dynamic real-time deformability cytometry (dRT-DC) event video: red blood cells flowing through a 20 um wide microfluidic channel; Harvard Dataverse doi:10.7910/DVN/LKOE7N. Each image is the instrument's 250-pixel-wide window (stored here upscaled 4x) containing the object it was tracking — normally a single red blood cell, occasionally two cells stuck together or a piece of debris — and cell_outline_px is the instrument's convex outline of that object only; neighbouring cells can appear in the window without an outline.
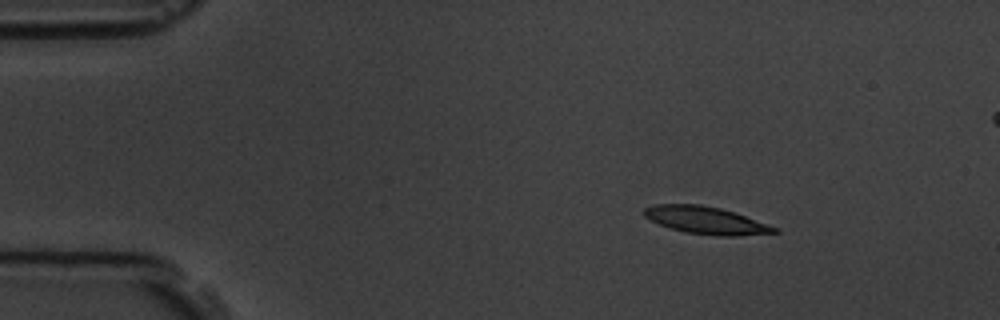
{"species": "common noctule bat (a hibernating species)", "species_latin": "Nyctalus noctula", "temperature_condition": "room temperature", "stored_images_in_passage": 7, "camera_frame_rate_fps": 3000, "um_per_image_px": 0.085, "animal": {"sex": "male", "body_mass_g": 19.5, "forearm_length_mm": 54.6}, "frame": {"image": 1, "passage_image": 1, "time_ms": 0.0, "image_size_px": [1000, 320], "cell_outline_px": [[780, 232], [736, 236], [720, 236], [684, 232], [660, 224], [644, 216], [644, 208], [652, 204], [700, 204], [720, 208], [780, 228]], "centroid_in_image_um": [60.02, 18.72], "position_along_channel_um": 25.0, "area_um2": 20.58}}
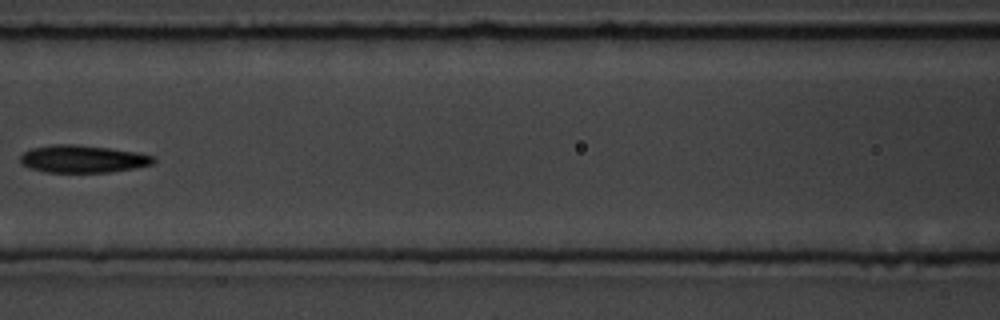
{"frame": {"image": 2, "passage_image": 6, "time_ms": 5.667, "image_size_px": [1000, 320], "cell_outline_px": [[156, 160], [152, 164], [132, 168], [108, 172], [44, 172], [28, 168], [20, 164], [20, 156], [24, 152], [32, 148], [56, 144], [72, 144], [108, 148], [140, 152], [156, 156]], "centroid_in_image_um": [7.03, 13.51], "position_along_channel_um": 159.6, "area_um2": 21.39}}
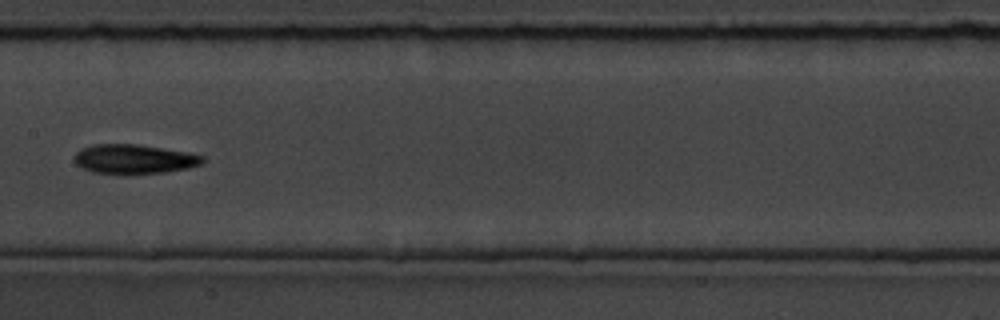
{"frame": {"image": 3, "passage_image": 7, "time_ms": 6.667, "image_size_px": [1000, 320], "cell_outline_px": [[204, 164], [188, 168], [164, 172], [92, 172], [80, 168], [72, 160], [76, 152], [80, 148], [92, 144], [136, 144], [188, 152], [204, 156]], "centroid_in_image_um": [11.37, 13.49], "position_along_channel_um": 196.0, "area_um2": 21.68}}